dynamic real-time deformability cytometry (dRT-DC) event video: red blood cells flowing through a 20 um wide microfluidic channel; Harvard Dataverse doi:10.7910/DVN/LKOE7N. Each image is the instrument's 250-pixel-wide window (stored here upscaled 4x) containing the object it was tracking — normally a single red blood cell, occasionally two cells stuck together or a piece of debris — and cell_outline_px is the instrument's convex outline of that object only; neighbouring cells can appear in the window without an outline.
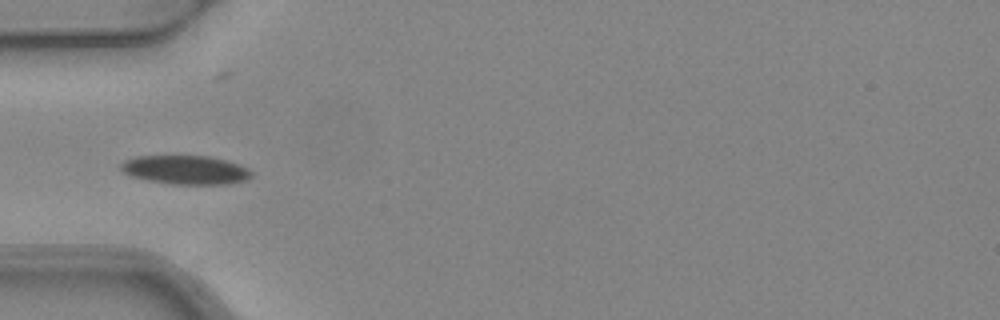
{"species": "common noctule bat (a hibernating species)", "species_latin": "Nyctalus noctula", "temperature_condition": "warm", "stored_images_in_passage": 5, "camera_frame_rate_fps": 3000, "um_per_image_px": 0.085, "animal": {"sex": "female", "body_mass_g": 24.6, "forearm_length_mm": 56.2}, "frame": {"image": 1, "passage_image": 5, "time_ms": 1.333, "image_size_px": [1000, 320], "cell_outline_px": [[252, 176], [244, 180], [228, 184], [172, 184], [148, 180], [132, 176], [124, 172], [120, 168], [120, 164], [124, 160], [136, 156], [208, 156], [228, 160], [240, 164], [248, 168], [252, 172]], "centroid_in_image_um": [15.79, 14.43], "position_along_channel_um": 69.2, "area_um2": 21.96}}